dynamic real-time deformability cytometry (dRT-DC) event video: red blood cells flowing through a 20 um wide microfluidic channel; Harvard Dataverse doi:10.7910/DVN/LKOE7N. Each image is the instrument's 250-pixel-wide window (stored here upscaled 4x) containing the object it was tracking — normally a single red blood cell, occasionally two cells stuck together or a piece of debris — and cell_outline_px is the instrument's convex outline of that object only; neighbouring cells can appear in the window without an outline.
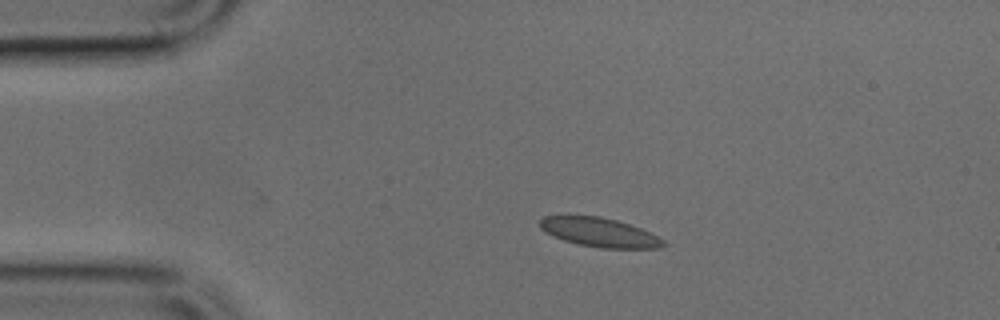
{"species": "common noctule bat (a hibernating species)", "species_latin": "Nyctalus noctula", "temperature_condition": "cold", "stored_images_in_passage": 1, "camera_frame_rate_fps": 3000, "um_per_image_px": 0.085, "animal": {"sex": "male", "body_mass_g": 17.9, "forearm_length_mm": 54.2}, "frame": {"image": 1, "passage_image": 1, "time_ms": 0.0, "image_size_px": [1000, 320], "cell_outline_px": [[668, 244], [660, 248], [600, 248], [580, 244], [564, 240], [552, 236], [544, 232], [540, 228], [540, 220], [544, 216], [600, 216], [616, 220], [640, 228], [664, 240]], "centroid_in_image_um": [50.95, 19.75], "position_along_channel_um": 34.1, "area_um2": 20.75}}